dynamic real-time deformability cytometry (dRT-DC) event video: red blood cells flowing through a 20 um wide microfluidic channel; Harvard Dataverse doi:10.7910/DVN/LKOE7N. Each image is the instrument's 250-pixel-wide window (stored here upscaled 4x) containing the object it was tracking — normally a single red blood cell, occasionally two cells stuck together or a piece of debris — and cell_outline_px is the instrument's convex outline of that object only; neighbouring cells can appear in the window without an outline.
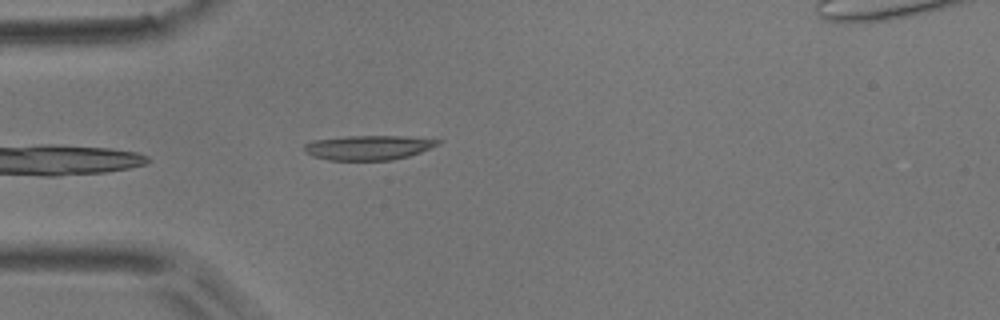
{"species": "common noctule bat (a hibernating species)", "species_latin": "Nyctalus noctula", "temperature_condition": "room temperature", "stored_images_in_passage": 4, "camera_frame_rate_fps": 3000, "um_per_image_px": 0.085, "animal": {"sex": "male", "body_mass_g": 17.9}, "frame": {"image": 1, "passage_image": 4, "time_ms": 3.667, "image_size_px": [1000, 320], "cell_outline_px": [[444, 140], [440, 144], [420, 152], [408, 156], [392, 160], [328, 160], [312, 156], [304, 148], [304, 144], [312, 140], [344, 136], [404, 136]], "centroid_in_image_um": [31.33, 12.53], "position_along_channel_um": 53.7, "area_um2": 19.19}}